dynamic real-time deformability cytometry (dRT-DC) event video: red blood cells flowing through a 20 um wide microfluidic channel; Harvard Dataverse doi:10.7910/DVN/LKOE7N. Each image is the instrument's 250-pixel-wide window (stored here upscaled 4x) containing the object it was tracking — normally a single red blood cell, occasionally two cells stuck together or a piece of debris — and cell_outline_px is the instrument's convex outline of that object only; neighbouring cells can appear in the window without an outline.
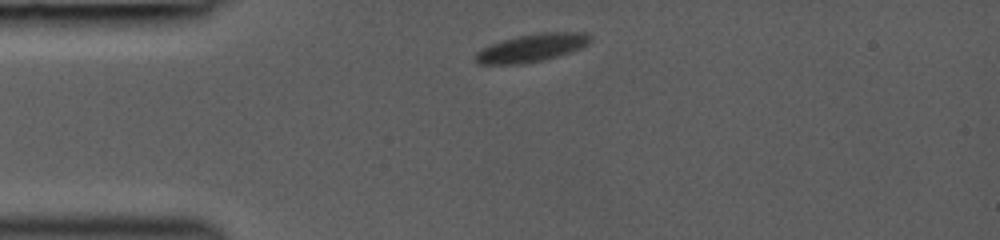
{"species": "common noctule bat (a hibernating species)", "species_latin": "Nyctalus noctula", "temperature_condition": "room temperature", "stored_images_in_passage": 24, "camera_frame_rate_fps": 3000, "um_per_image_px": 0.085, "animal": {"sex": "female", "body_mass_g": 19.0, "forearm_length_mm": 53.3}, "frame": {"image": 1, "passage_image": 1, "time_ms": 0.0, "image_size_px": [1000, 240], "cell_outline_px": [[592, 40], [588, 44], [580, 48], [544, 60], [520, 64], [480, 64], [476, 60], [476, 52], [488, 44], [500, 40], [540, 32], [588, 32], [592, 36]], "centroid_in_image_um": [45.21, 4.05], "position_along_channel_um": 39.8, "area_um2": 18.67}}
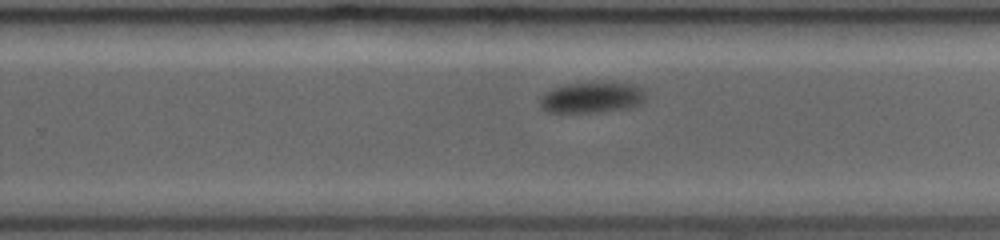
{"frame": {"image": 2, "passage_image": 11, "time_ms": 6.667, "image_size_px": [1000, 240], "cell_outline_px": [[644, 100], [640, 104], [632, 108], [600, 112], [548, 112], [540, 108], [540, 96], [544, 92], [552, 88], [564, 84], [632, 84], [644, 88]], "centroid_in_image_um": [50.28, 8.32], "position_along_channel_um": 279.5, "area_um2": 18.84}}
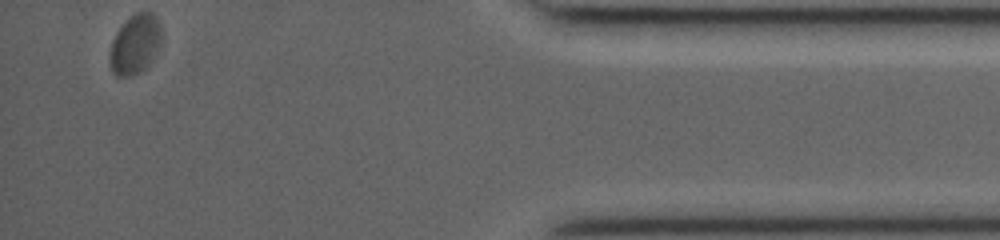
{"frame": {"image": 3, "passage_image": 24, "time_ms": 11.333, "image_size_px": [1000, 240], "cell_outline_px": [[164, 40], [156, 56], [148, 68], [132, 76], [116, 76], [112, 72], [112, 40], [116, 32], [136, 12], [152, 12], [156, 16], [160, 24], [164, 36]], "centroid_in_image_um": [11.6, 3.77], "position_along_channel_um": 423.6, "area_um2": 18.15}}